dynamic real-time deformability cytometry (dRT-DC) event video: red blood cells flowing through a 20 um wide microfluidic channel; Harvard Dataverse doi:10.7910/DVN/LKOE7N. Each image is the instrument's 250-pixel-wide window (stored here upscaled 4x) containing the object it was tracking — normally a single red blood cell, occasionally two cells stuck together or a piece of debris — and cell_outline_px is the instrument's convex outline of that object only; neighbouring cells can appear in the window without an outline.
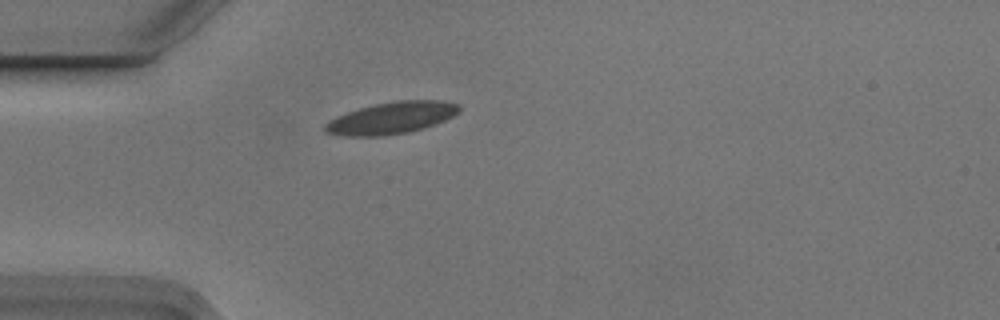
{"species": "Egyptian fruit bat (a non-hibernating species)", "species_latin": "Rousettus aegyptiacus", "temperature_condition": "cold", "stored_images_in_passage": 2, "camera_frame_rate_fps": 3000, "um_per_image_px": 0.085, "animal": {"sex": "male"}, "frame": {"image": 1, "passage_image": 1, "time_ms": 0.0, "image_size_px": [1000, 320], "cell_outline_px": [[460, 108], [452, 116], [444, 120], [424, 128], [408, 132], [380, 136], [344, 136], [328, 132], [324, 128], [324, 124], [328, 120], [336, 116], [360, 108], [376, 104], [396, 100], [444, 100], [460, 104]], "centroid_in_image_um": [33.28, 10.02], "position_along_channel_um": 51.7, "area_um2": 24.74}}